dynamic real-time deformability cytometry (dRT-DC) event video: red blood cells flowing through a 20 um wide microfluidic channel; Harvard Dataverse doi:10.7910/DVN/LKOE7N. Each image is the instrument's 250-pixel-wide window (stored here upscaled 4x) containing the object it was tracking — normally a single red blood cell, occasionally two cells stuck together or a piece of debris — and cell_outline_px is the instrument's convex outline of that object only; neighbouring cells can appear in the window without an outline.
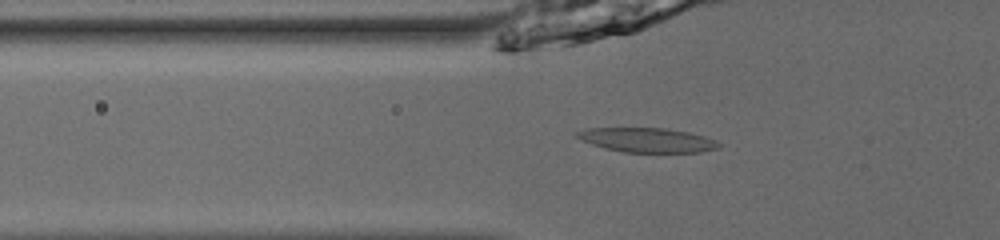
{"species": "common noctule bat (a hibernating species)", "species_latin": "Nyctalus noctula", "temperature_condition": "room temperature", "stored_images_in_passage": 54, "camera_frame_rate_fps": 3000, "um_per_image_px": 0.085, "animal": {"sex": "male", "body_mass_g": 13.0, "forearm_length_mm": 53.1}, "frame": {"image": 1, "passage_image": 21, "time_ms": 6.667, "image_size_px": [1000, 240], "cell_outline_px": [[720, 148], [700, 152], [624, 152], [592, 144], [576, 136], [572, 132], [588, 128], [668, 128], [688, 132], [704, 136], [716, 140], [720, 144]], "centroid_in_image_um": [55.04, 11.89], "position_along_channel_um": 70.8, "area_um2": 20.06}}
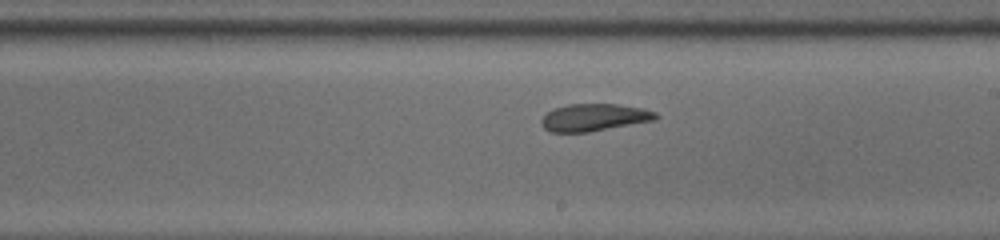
{"frame": {"image": 2, "passage_image": 34, "time_ms": 11.0, "image_size_px": [1000, 240], "cell_outline_px": [[660, 116], [656, 120], [588, 132], [552, 132], [544, 128], [540, 124], [540, 120], [548, 112], [556, 108], [568, 104], [616, 104], [640, 108], [656, 112]], "centroid_in_image_um": [50.51, 9.98], "position_along_channel_um": 238.5, "area_um2": 18.09}}
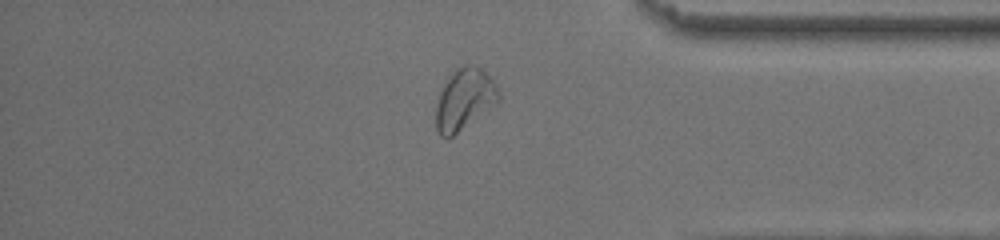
{"frame": {"image": 3, "passage_image": 47, "time_ms": 15.333, "image_size_px": [1000, 240], "cell_outline_px": [[500, 100], [496, 104], [452, 136], [440, 136], [436, 132], [436, 104], [440, 92], [444, 84], [452, 72], [456, 68], [464, 64], [472, 64], [480, 68], [496, 84], [500, 96]], "centroid_in_image_um": [39.47, 8.42], "position_along_channel_um": 395.7, "area_um2": 22.14}, "authors_computed_cell_mechanics": {"area_um2": 20.7791, "velocity_mm_per_s": 3.8824, "shape_relaxation_time_tau1_ms": 9.4546, "shape_relaxation_time_tau2_ms": 2.3929, "deformation_change_tau1": 0.2084, "deformation_change_tau2": 0.0729}}